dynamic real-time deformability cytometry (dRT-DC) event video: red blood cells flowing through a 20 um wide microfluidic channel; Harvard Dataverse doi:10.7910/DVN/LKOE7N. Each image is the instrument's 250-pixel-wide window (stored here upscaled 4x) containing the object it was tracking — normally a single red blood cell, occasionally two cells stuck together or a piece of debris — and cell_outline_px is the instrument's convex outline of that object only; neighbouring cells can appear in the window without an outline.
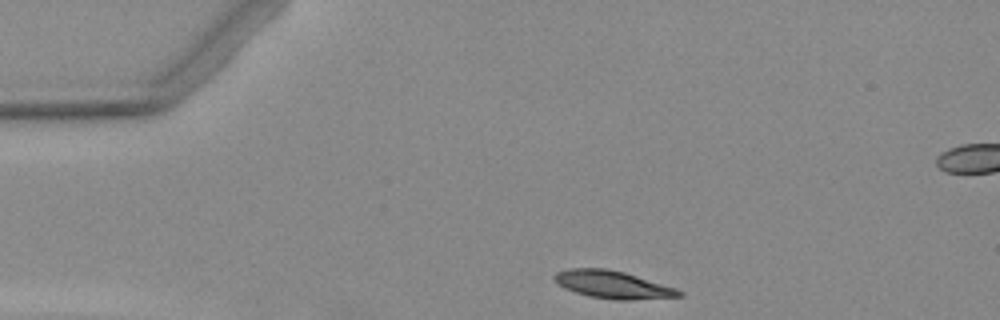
{"species": "Egyptian fruit bat (a non-hibernating species)", "species_latin": "Rousettus aegyptiacus", "temperature_condition": "warm", "stored_images_in_passage": 3, "camera_frame_rate_fps": 3000, "um_per_image_px": 0.085, "animal": {"sex": "female"}, "frame": {"image": 1, "passage_image": 1, "time_ms": 0.0, "image_size_px": [1000, 320], "cell_outline_px": [[684, 296], [632, 300], [616, 300], [588, 296], [564, 288], [552, 276], [556, 272], [568, 268], [608, 268], [624, 272], [676, 288], [684, 292]], "centroid_in_image_um": [52.1, 24.19], "position_along_channel_um": 32.9, "area_um2": 20.06}}